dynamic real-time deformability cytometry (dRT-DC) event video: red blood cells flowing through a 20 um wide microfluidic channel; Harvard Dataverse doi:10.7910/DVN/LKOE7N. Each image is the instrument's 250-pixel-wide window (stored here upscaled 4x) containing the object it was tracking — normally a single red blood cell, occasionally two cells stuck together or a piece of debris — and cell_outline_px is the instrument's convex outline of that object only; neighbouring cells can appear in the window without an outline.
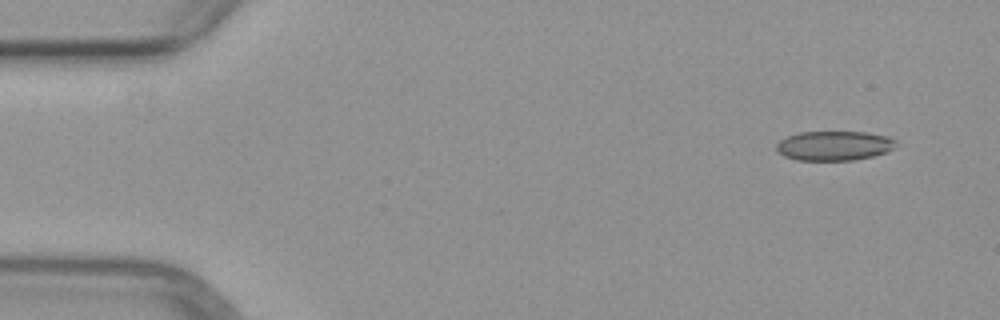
{"species": "common noctule bat (a hibernating species)", "species_latin": "Nyctalus noctula", "temperature_condition": "warm", "stored_images_in_passage": 4, "camera_frame_rate_fps": 3000, "um_per_image_px": 0.085, "animal": {"sex": "female", "body_mass_g": 29.2, "forearm_length_mm": 56.3}, "frame": {"image": 1, "passage_image": 1, "time_ms": 0.0, "image_size_px": [1000, 320], "cell_outline_px": [[896, 140], [892, 148], [888, 152], [872, 156], [852, 160], [796, 160], [784, 156], [776, 148], [776, 144], [780, 140], [788, 136], [800, 132], [868, 132], [888, 136]], "centroid_in_image_um": [70.9, 12.38], "position_along_channel_um": 14.1, "area_um2": 20.46}}